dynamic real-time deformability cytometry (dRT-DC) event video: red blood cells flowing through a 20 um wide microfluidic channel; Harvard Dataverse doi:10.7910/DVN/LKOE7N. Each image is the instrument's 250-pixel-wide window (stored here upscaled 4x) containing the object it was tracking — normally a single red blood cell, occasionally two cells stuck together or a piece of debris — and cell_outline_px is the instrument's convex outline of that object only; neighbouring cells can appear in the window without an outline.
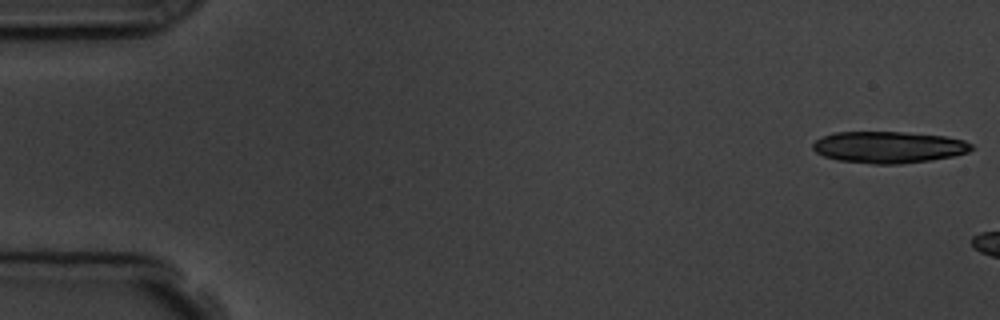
{"species": "common noctule bat (a hibernating species)", "species_latin": "Nyctalus noctula", "temperature_condition": "room temperature", "stored_images_in_passage": 3, "camera_frame_rate_fps": 3000, "um_per_image_px": 0.085, "animal": {"sex": "male", "body_mass_g": 19.5, "forearm_length_mm": 54.6}, "frame": {"image": 1, "passage_image": 1, "time_ms": 0.0, "image_size_px": [1000, 320], "cell_outline_px": [[972, 148], [968, 152], [952, 156], [932, 160], [900, 164], [872, 164], [836, 160], [824, 156], [816, 152], [812, 148], [812, 144], [816, 140], [824, 136], [836, 132], [904, 132], [944, 136], [964, 140], [972, 144]], "centroid_in_image_um": [75.52, 12.52], "position_along_channel_um": 9.5, "area_um2": 29.25}}